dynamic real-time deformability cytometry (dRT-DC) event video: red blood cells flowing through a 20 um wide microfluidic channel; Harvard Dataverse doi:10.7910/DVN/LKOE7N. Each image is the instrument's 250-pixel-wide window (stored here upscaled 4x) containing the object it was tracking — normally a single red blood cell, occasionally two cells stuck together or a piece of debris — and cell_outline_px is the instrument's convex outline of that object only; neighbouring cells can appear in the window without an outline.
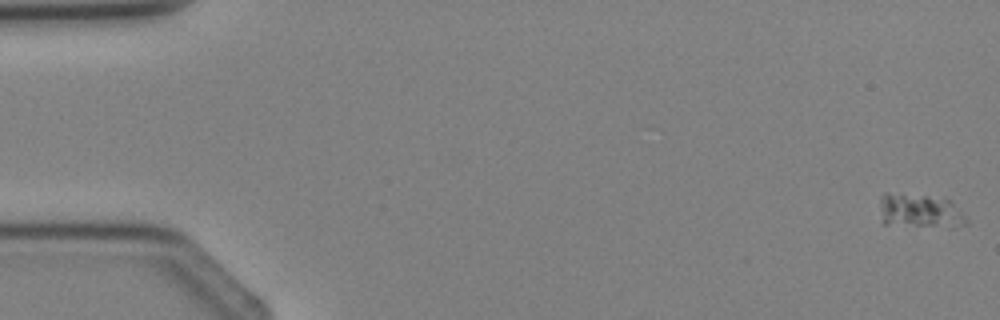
{"species": "Egyptian fruit bat (a non-hibernating species)", "species_latin": "Rousettus aegyptiacus", "temperature_condition": "cold", "stored_images_in_passage": 4, "camera_frame_rate_fps": 3000, "um_per_image_px": 0.085, "animal": {"sex": "female"}, "frame": {"image": 1, "passage_image": 1, "time_ms": 0.0, "image_size_px": [1000, 320], "cell_outline_px": [[968, 224], [952, 228], [884, 224], [880, 204], [880, 196], [884, 192], [888, 192], [928, 196], [948, 200], [968, 220]], "centroid_in_image_um": [78.18, 17.95], "position_along_channel_um": 6.8, "area_um2": 17.17}}
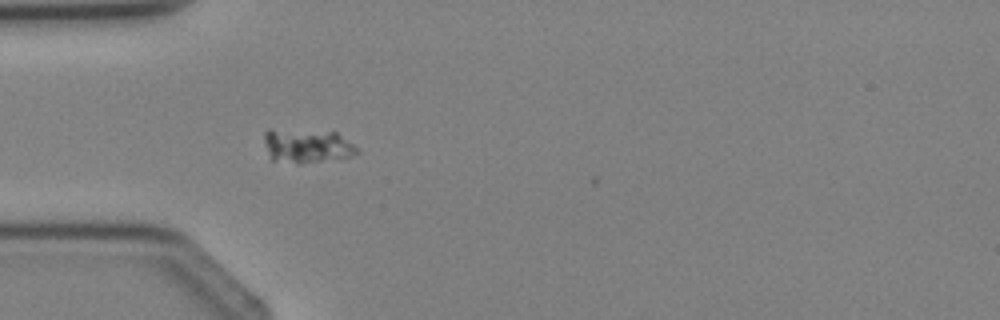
{"frame": {"image": 2, "passage_image": 4, "time_ms": 3.667, "image_size_px": [1000, 320], "cell_outline_px": [[360, 152], [348, 156], [300, 164], [296, 164], [268, 160], [264, 140], [264, 132], [268, 128], [336, 132], [352, 144]], "centroid_in_image_um": [25.97, 12.4], "position_along_channel_um": 59.0, "area_um2": 18.55}}